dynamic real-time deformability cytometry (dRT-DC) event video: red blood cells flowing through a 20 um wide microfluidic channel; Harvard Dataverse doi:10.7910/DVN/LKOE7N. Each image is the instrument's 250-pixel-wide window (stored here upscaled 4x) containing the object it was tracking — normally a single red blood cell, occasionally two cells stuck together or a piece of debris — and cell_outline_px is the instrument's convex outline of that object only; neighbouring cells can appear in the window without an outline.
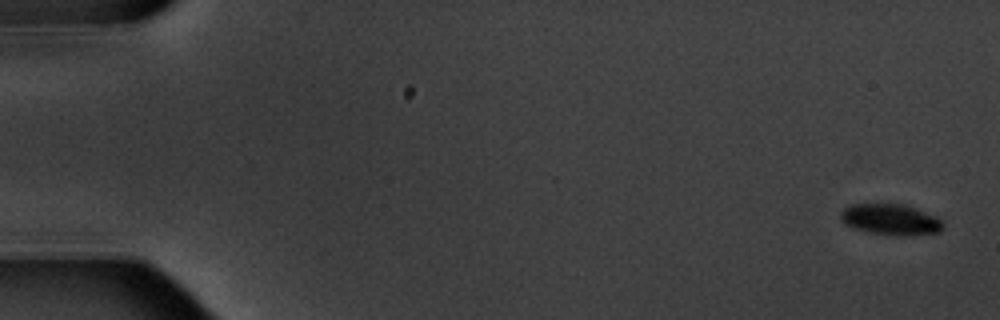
{"species": "common noctule bat (a hibernating species)", "species_latin": "Nyctalus noctula", "temperature_condition": "warm", "stored_images_in_passage": 9, "camera_frame_rate_fps": 3000, "um_per_image_px": 0.085, "animal": {"sex": "male", "body_mass_g": 20.1, "forearm_length_mm": 53.5}, "frame": {"image": 1, "passage_image": 1, "time_ms": 0.0, "image_size_px": [1000, 320], "cell_outline_px": [[944, 228], [940, 232], [908, 236], [896, 236], [872, 232], [856, 228], [848, 224], [840, 216], [844, 208], [848, 204], [904, 204], [936, 216], [944, 224]], "centroid_in_image_um": [75.77, 18.66], "position_along_channel_um": 9.2, "area_um2": 18.26}}
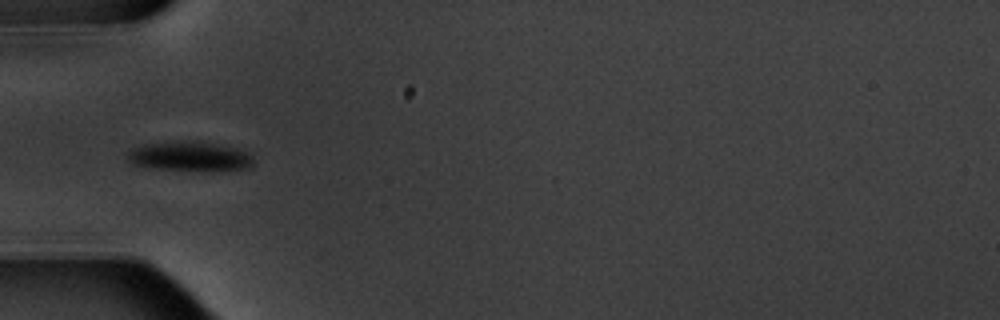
{"frame": {"image": 2, "passage_image": 6, "time_ms": 6.0, "image_size_px": [1000, 320], "cell_outline_px": [[252, 164], [240, 168], [212, 172], [152, 168], [132, 164], [128, 160], [128, 152], [132, 148], [144, 144], [192, 140], [236, 148], [252, 152]], "centroid_in_image_um": [16.12, 13.3], "position_along_channel_um": 68.9, "area_um2": 21.79}}
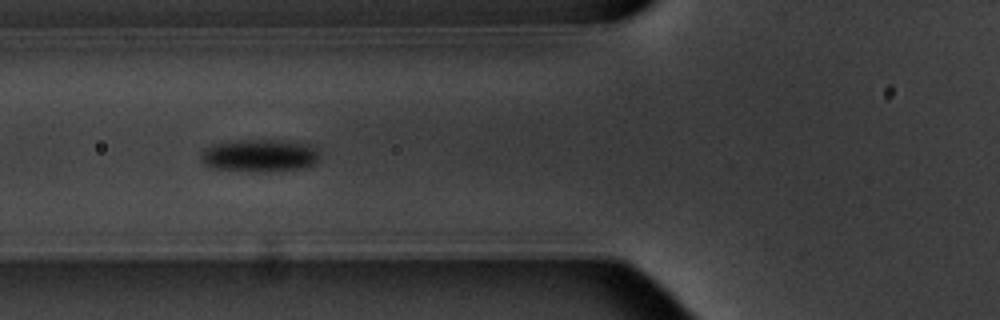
{"frame": {"image": 3, "passage_image": 7, "time_ms": 7.0, "image_size_px": [1000, 320], "cell_outline_px": [[320, 156], [312, 164], [304, 168], [264, 172], [252, 172], [212, 168], [204, 164], [200, 160], [200, 152], [204, 148], [212, 144], [228, 140], [280, 140], [308, 144], [316, 148], [320, 152]], "centroid_in_image_um": [22.01, 13.22], "position_along_channel_um": 103.8, "area_um2": 23.0}}